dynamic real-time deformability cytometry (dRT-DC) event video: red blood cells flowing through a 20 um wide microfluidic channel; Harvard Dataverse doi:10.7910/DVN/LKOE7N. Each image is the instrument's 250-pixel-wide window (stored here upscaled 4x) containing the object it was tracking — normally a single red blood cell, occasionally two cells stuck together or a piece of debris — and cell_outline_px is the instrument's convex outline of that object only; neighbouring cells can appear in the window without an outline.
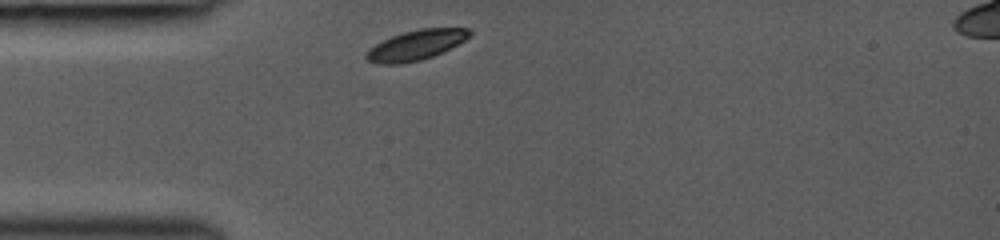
{"species": "common noctule bat (a hibernating species)", "species_latin": "Nyctalus noctula", "temperature_condition": "room temperature", "stored_images_in_passage": 2, "camera_frame_rate_fps": 3000, "um_per_image_px": 0.085, "animal": {"sex": "female", "body_mass_g": 19.0, "forearm_length_mm": 53.3}, "frame": {"image": 1, "passage_image": 1, "time_ms": 0.0, "image_size_px": [1000, 240], "cell_outline_px": [[472, 32], [464, 40], [432, 56], [420, 60], [400, 64], [376, 64], [364, 60], [364, 56], [376, 44], [392, 36], [404, 32], [420, 28], [468, 28]], "centroid_in_image_um": [35.31, 3.84], "position_along_channel_um": 49.7, "area_um2": 17.69}}